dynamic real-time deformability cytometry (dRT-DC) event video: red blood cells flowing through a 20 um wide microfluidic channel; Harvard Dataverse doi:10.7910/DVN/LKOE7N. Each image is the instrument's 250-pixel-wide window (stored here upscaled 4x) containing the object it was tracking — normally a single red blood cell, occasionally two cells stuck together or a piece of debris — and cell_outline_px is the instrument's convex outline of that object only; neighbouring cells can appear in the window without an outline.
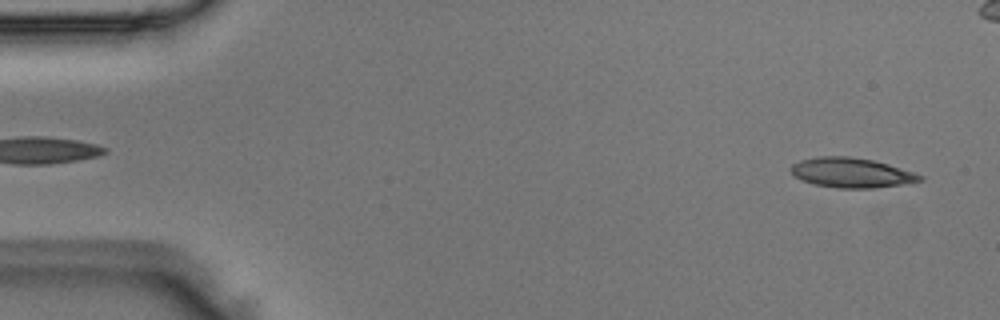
{"species": "Egyptian fruit bat (a non-hibernating species)", "species_latin": "Rousettus aegyptiacus", "temperature_condition": "room temperature", "stored_images_in_passage": 13, "camera_frame_rate_fps": 3000, "um_per_image_px": 0.085, "animal": {"sex": "male"}, "frame": {"image": 1, "passage_image": 2, "time_ms": 0.333, "image_size_px": [1000, 320], "cell_outline_px": [[924, 180], [900, 184], [872, 188], [840, 188], [816, 184], [800, 180], [788, 168], [792, 164], [800, 160], [816, 156], [848, 156], [872, 160], [888, 164], [924, 176]], "centroid_in_image_um": [72.33, 14.67], "position_along_channel_um": 12.7, "area_um2": 22.2}}
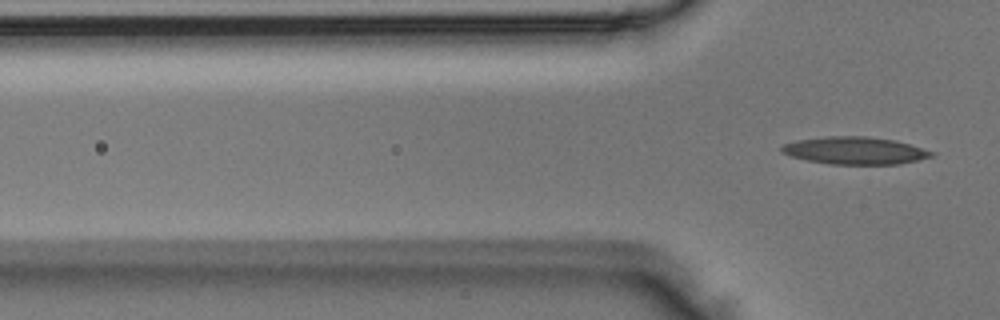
{"frame": {"image": 2, "passage_image": 13, "time_ms": 4.0, "image_size_px": [1000, 320], "cell_outline_px": [[936, 156], [900, 164], [832, 164], [808, 160], [792, 156], [780, 152], [780, 144], [796, 140], [824, 136], [868, 136], [896, 140], [936, 152]], "centroid_in_image_um": [72.68, 12.79], "position_along_channel_um": 53.1, "area_um2": 24.22}}